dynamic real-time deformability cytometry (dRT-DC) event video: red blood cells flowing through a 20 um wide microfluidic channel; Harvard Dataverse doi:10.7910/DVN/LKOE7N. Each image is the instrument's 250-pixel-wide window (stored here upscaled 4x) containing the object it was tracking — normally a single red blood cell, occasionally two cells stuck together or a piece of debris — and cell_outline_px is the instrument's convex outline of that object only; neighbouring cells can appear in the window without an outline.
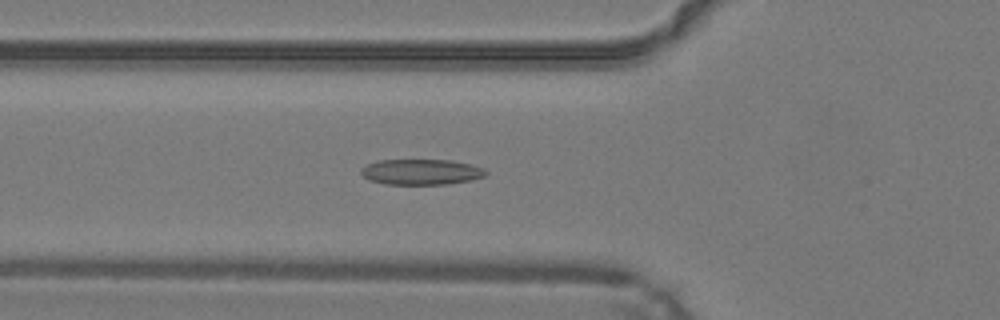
{"species": "common noctule bat (a hibernating species)", "species_latin": "Nyctalus noctula", "temperature_condition": "warm", "stored_images_in_passage": 48, "camera_frame_rate_fps": 3000, "um_per_image_px": 0.085, "animal": {"sex": "male", "body_mass_g": 19.2, "forearm_length_mm": 51.8}, "frame": {"image": 1, "passage_image": 17, "time_ms": 5.333, "image_size_px": [1000, 320], "cell_outline_px": [[488, 172], [484, 176], [472, 180], [448, 184], [384, 184], [368, 180], [360, 172], [360, 168], [368, 164], [380, 160], [452, 160], [484, 168]], "centroid_in_image_um": [35.79, 14.62], "position_along_channel_um": 90.0, "area_um2": 18.61}}
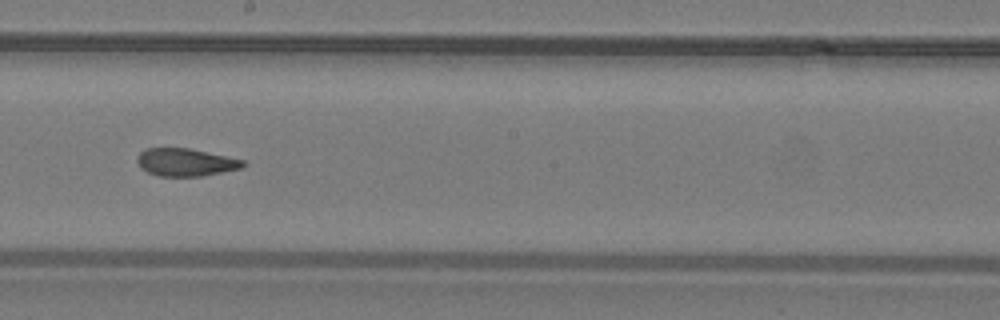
{"frame": {"image": 2, "passage_image": 27, "time_ms": 8.667, "image_size_px": [1000, 320], "cell_outline_px": [[248, 164], [244, 168], [200, 176], [160, 176], [148, 172], [140, 168], [136, 160], [140, 152], [148, 148], [188, 148], [244, 160]], "centroid_in_image_um": [15.8, 13.8], "position_along_channel_um": 232.4, "area_um2": 17.05}}
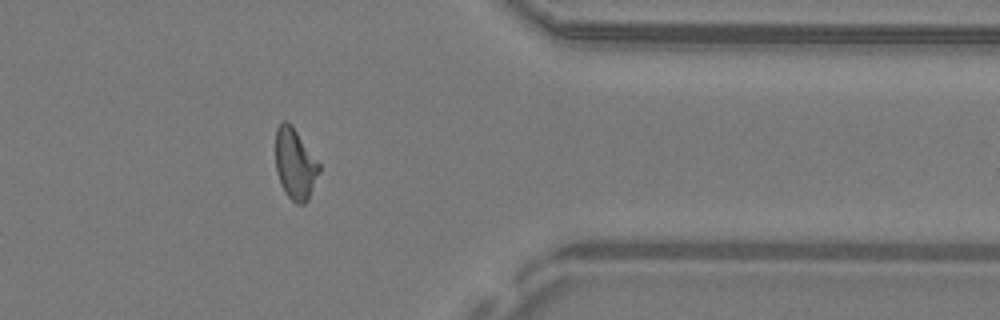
{"frame": {"image": 3, "passage_image": 39, "time_ms": 12.667, "image_size_px": [1000, 320], "cell_outline_px": [[320, 172], [308, 200], [304, 204], [296, 204], [284, 192], [280, 184], [276, 172], [276, 128], [280, 120], [288, 120], [292, 124], [320, 164]], "centroid_in_image_um": [25.07, 13.91], "position_along_channel_um": 386.3, "area_um2": 18.32}, "authors_computed_cell_mechanics": {"area_um2": 18.2359, "velocity_mm_per_s": 4.2543, "shape_relaxation_time_tau1_ms": null, "shape_relaxation_time_tau2_ms": 1.8456, "deformation_change_tau1": null, "deformation_change_tau2": 0.0973}}